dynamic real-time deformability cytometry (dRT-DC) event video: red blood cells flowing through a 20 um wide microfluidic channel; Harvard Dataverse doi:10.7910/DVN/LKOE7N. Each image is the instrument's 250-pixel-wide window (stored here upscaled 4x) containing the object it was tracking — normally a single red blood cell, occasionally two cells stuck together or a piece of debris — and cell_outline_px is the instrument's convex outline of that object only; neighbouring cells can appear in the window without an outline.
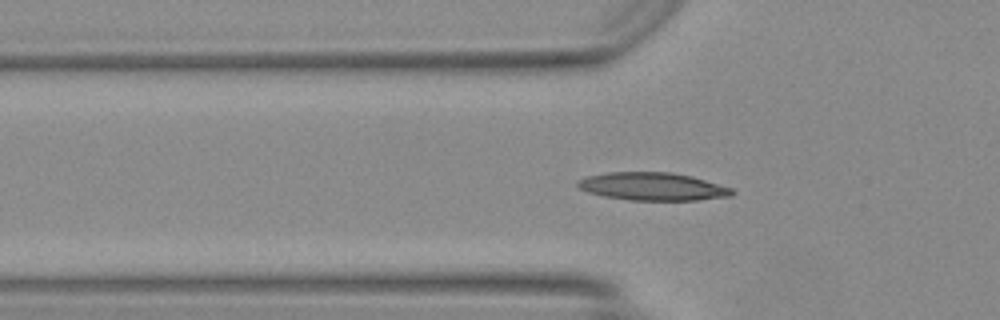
{"species": "Egyptian fruit bat (a non-hibernating species)", "species_latin": "Rousettus aegyptiacus", "temperature_condition": "warm", "stored_images_in_passage": 22, "camera_frame_rate_fps": 3000, "um_per_image_px": 0.085, "animal": {"sex": "female"}, "frame": {"image": 1, "passage_image": 6, "time_ms": 1.667, "image_size_px": [1000, 320], "cell_outline_px": [[736, 192], [732, 196], [696, 200], [628, 200], [604, 196], [588, 192], [580, 188], [576, 184], [580, 180], [588, 176], [608, 172], [672, 172], [692, 176], [732, 188]], "centroid_in_image_um": [55.51, 15.85], "position_along_channel_um": 70.3, "area_um2": 25.03}}
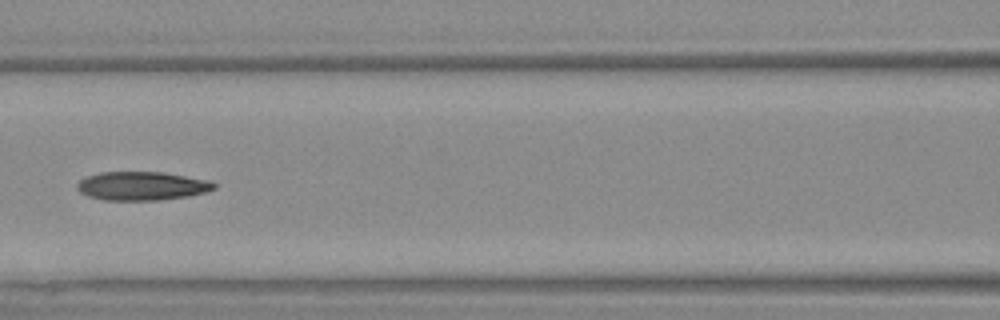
{"frame": {"image": 2, "passage_image": 12, "time_ms": 3.667, "image_size_px": [1000, 320], "cell_outline_px": [[216, 188], [204, 192], [188, 196], [156, 200], [104, 200], [88, 196], [80, 192], [76, 188], [76, 184], [80, 180], [88, 176], [100, 172], [160, 172], [208, 180], [216, 184]], "centroid_in_image_um": [12.02, 15.81], "position_along_channel_um": 154.6, "area_um2": 22.66}}
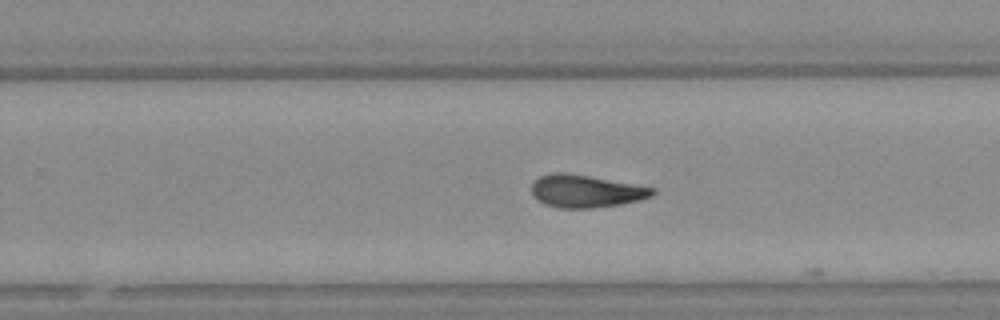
{"frame": {"image": 3, "passage_image": 21, "time_ms": 6.667, "image_size_px": [1000, 320], "cell_outline_px": [[656, 192], [652, 196], [640, 200], [620, 204], [592, 208], [560, 208], [544, 204], [536, 200], [532, 196], [532, 184], [540, 176], [552, 172], [564, 172], [588, 176], [656, 188]], "centroid_in_image_um": [49.78, 16.25], "position_along_channel_um": 280.0, "area_um2": 22.95}}